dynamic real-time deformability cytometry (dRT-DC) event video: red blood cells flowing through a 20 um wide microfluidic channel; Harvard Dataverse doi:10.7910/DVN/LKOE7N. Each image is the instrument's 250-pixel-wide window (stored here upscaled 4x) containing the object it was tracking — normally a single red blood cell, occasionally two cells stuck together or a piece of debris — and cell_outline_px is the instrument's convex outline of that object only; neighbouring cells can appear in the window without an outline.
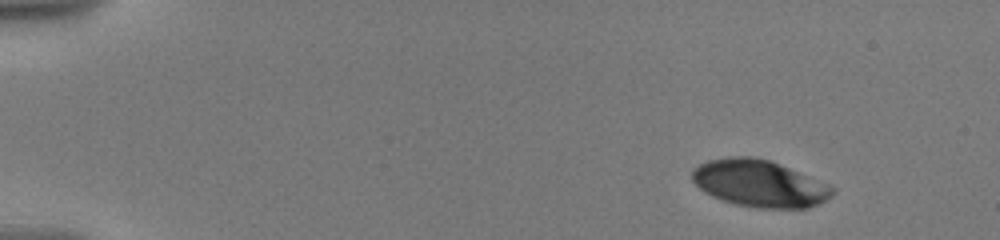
{"species": "human", "species_latin": "Homo sapiens", "temperature_condition": "warm", "stored_images_in_passage": 10, "camera_frame_rate_fps": 3000, "um_per_image_px": 0.085, "donor": {"sex": "male"}, "frame": {"image": 1, "passage_image": 1, "time_ms": 0.0, "image_size_px": [1000, 240], "cell_outline_px": [[836, 192], [832, 196], [808, 208], [756, 208], [736, 204], [720, 200], [704, 192], [692, 180], [692, 168], [708, 160], [732, 156], [748, 156], [768, 160], [828, 184], [836, 188]], "centroid_in_image_um": [64.52, 15.6], "position_along_channel_um": 20.5, "area_um2": 38.15}}
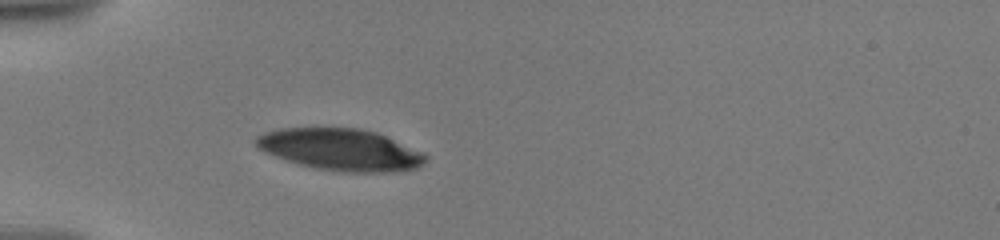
{"frame": {"image": 2, "passage_image": 10, "time_ms": 4.0, "image_size_px": [1000, 240], "cell_outline_px": [[428, 160], [424, 164], [416, 168], [400, 172], [340, 172], [316, 168], [300, 164], [264, 152], [252, 140], [256, 136], [264, 132], [276, 128], [364, 128], [376, 132], [424, 152], [428, 156]], "centroid_in_image_um": [28.99, 12.72], "position_along_channel_um": 56.0, "area_um2": 41.56}}